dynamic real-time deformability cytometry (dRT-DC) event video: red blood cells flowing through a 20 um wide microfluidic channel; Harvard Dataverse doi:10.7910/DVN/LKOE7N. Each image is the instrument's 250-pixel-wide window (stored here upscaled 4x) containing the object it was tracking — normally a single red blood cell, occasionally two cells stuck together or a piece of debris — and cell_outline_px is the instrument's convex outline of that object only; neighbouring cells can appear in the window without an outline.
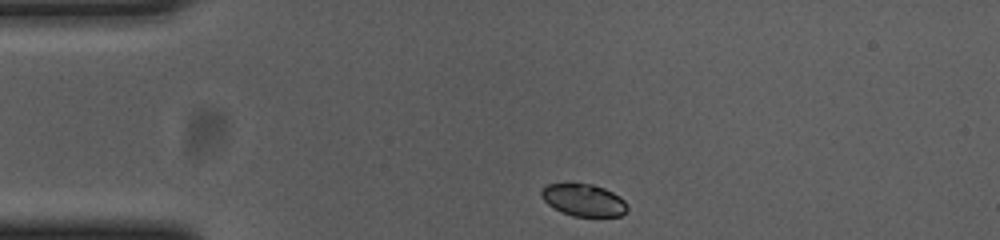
{"species": "common noctule bat (a hibernating species)", "species_latin": "Nyctalus noctula", "temperature_condition": "cold", "stored_images_in_passage": 46, "segment_of_instrument_passage": [1, 2], "camera_frame_rate_fps": 3000, "um_per_image_px": 0.085, "animal": {"sex": "female", "body_mass_g": 23.0, "forearm_length_mm": 53.4}, "frame": {"image": 1, "passage_image": 1, "time_ms": 0.0, "image_size_px": [1000, 240], "cell_outline_px": [[628, 208], [620, 216], [572, 216], [548, 204], [540, 196], [540, 192], [548, 184], [592, 184], [604, 188], [620, 196], [624, 200]], "centroid_in_image_um": [49.62, 17.0], "position_along_channel_um": 35.4, "area_um2": 15.84}}
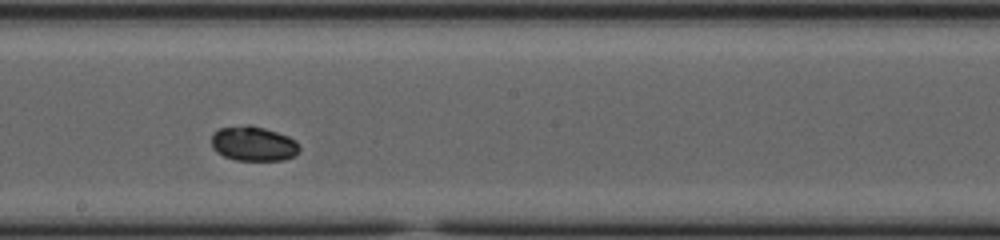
{"frame": {"image": 2, "passage_image": 20, "time_ms": 6.333, "image_size_px": [1000, 240], "cell_outline_px": [[300, 148], [296, 156], [284, 160], [236, 160], [224, 156], [216, 152], [212, 148], [212, 136], [220, 128], [244, 124], [248, 124], [264, 128], [288, 136], [296, 140]], "centroid_in_image_um": [21.56, 12.22], "position_along_channel_um": 226.6, "area_um2": 17.86}}
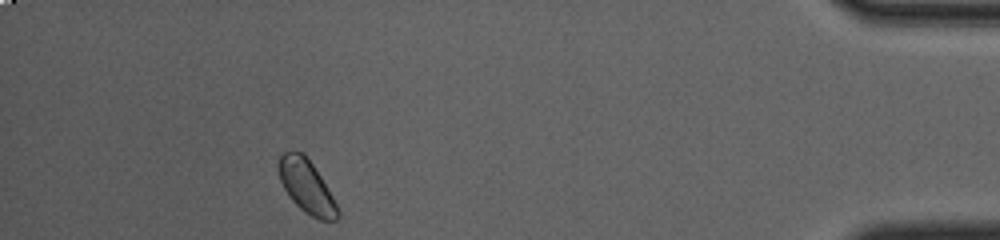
{"frame": {"image": 3, "passage_image": 40, "time_ms": 13.0, "image_size_px": [1000, 240], "cell_outline_px": [[340, 216], [336, 220], [320, 220], [312, 216], [300, 208], [288, 196], [280, 180], [276, 168], [276, 164], [280, 156], [284, 152], [304, 152], [320, 176], [332, 196], [340, 212]], "centroid_in_image_um": [26.03, 15.83], "position_along_channel_um": 409.2, "area_um2": 18.21}}